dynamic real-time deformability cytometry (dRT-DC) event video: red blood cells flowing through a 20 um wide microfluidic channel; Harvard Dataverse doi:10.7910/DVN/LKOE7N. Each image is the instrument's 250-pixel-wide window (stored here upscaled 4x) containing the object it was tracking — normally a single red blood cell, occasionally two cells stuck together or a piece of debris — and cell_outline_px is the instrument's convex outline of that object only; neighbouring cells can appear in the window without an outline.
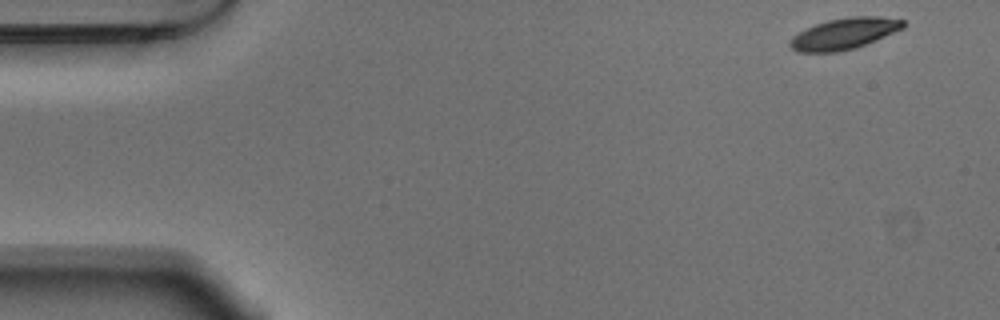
{"species": "Egyptian fruit bat (a non-hibernating species)", "species_latin": "Rousettus aegyptiacus", "temperature_condition": "warm", "stored_images_in_passage": 52, "camera_frame_rate_fps": 3000, "um_per_image_px": 0.085, "animal": {"sex": "male"}, "frame": {"image": 1, "passage_image": 1, "time_ms": 0.0, "image_size_px": [1000, 320], "cell_outline_px": [[908, 24], [904, 28], [864, 44], [852, 48], [836, 52], [796, 52], [788, 44], [788, 40], [792, 36], [816, 24], [828, 20], [848, 16], [876, 16], [904, 20]], "centroid_in_image_um": [71.74, 2.85], "position_along_channel_um": 13.3, "area_um2": 20.4}}
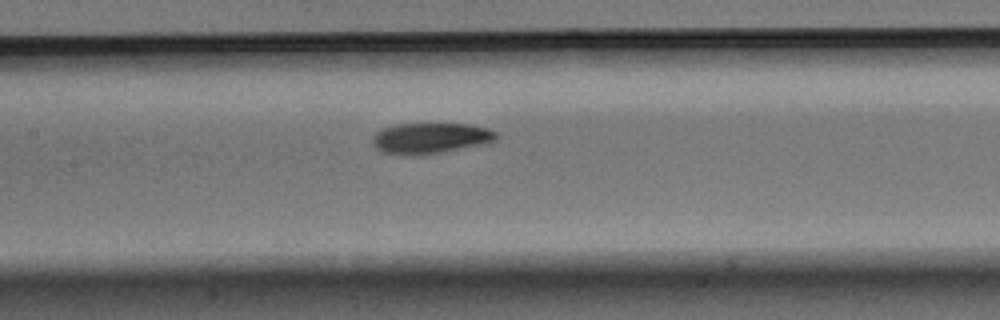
{"frame": {"image": 2, "passage_image": 23, "time_ms": 7.333, "image_size_px": [1000, 320], "cell_outline_px": [[496, 140], [416, 156], [404, 156], [384, 152], [376, 148], [372, 140], [372, 136], [376, 132], [384, 128], [396, 124], [472, 124], [488, 128], [496, 132]], "centroid_in_image_um": [36.5, 11.73], "position_along_channel_um": 170.9, "area_um2": 21.68}}
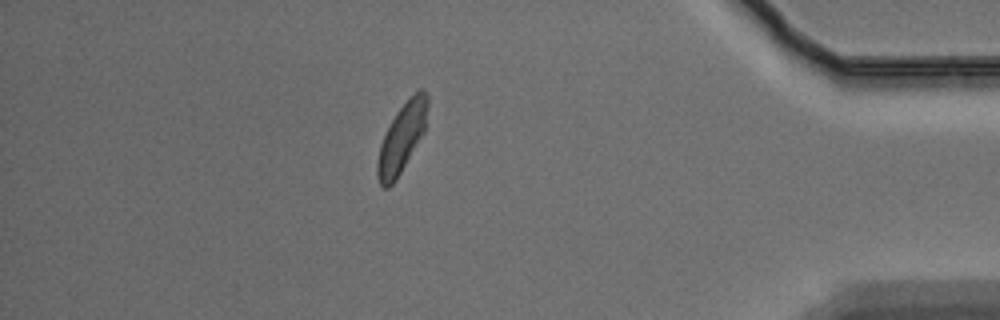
{"frame": {"image": 3, "passage_image": 45, "time_ms": 14.667, "image_size_px": [1000, 320], "cell_outline_px": [[428, 104], [424, 132], [396, 180], [388, 188], [384, 188], [380, 184], [376, 176], [376, 160], [380, 144], [396, 112], [420, 88], [424, 88], [428, 96]], "centroid_in_image_um": [34.14, 11.75], "position_along_channel_um": 401.1, "area_um2": 19.88}, "authors_computed_cell_mechanics": {"area_um2": 21.2993, "velocity_mm_per_s": 3.7008, "shape_relaxation_time_tau1_ms": 2.8931, "shape_relaxation_time_tau2_ms": 2.9186, "deformation_change_tau1": 0.1111, "deformation_change_tau2": 0.0794}}